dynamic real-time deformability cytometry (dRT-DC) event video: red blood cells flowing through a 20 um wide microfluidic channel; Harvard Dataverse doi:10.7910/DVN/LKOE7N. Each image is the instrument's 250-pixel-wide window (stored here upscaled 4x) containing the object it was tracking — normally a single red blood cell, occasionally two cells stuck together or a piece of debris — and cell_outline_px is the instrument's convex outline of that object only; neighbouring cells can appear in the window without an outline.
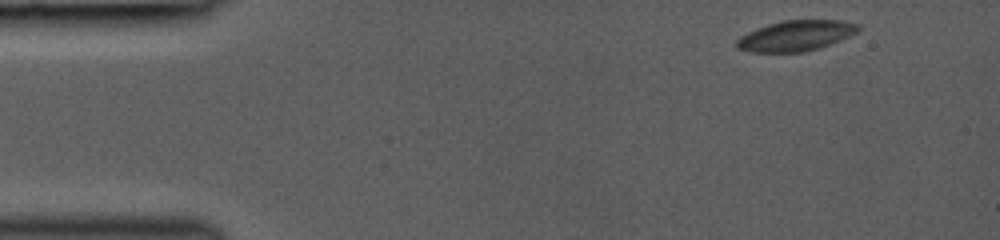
{"species": "common noctule bat (a hibernating species)", "species_latin": "Nyctalus noctula", "temperature_condition": "room temperature", "stored_images_in_passage": 13, "camera_frame_rate_fps": 3000, "um_per_image_px": 0.085, "animal": {"sex": "female", "body_mass_g": 19.0, "forearm_length_mm": 53.3}, "frame": {"image": 1, "passage_image": 1, "time_ms": 0.0, "image_size_px": [1000, 240], "cell_outline_px": [[860, 28], [856, 32], [840, 40], [820, 48], [804, 52], [748, 52], [736, 48], [736, 40], [740, 36], [756, 28], [768, 24], [784, 20], [844, 20], [860, 24]], "centroid_in_image_um": [67.63, 3.03], "position_along_channel_um": 17.4, "area_um2": 21.73}}
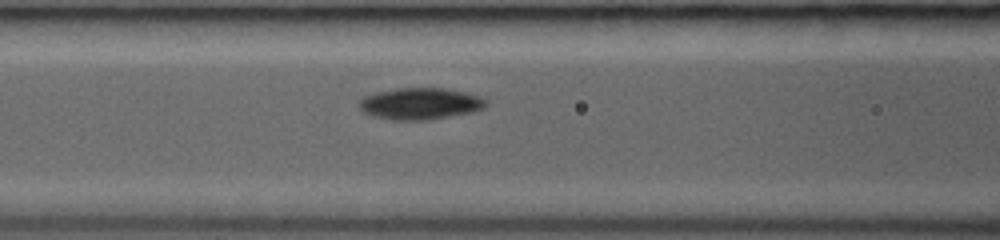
{"frame": {"image": 2, "passage_image": 8, "time_ms": 5.0, "image_size_px": [1000, 240], "cell_outline_px": [[488, 104], [484, 108], [472, 112], [428, 120], [392, 120], [372, 116], [364, 112], [360, 108], [360, 100], [364, 96], [376, 92], [396, 88], [444, 88], [464, 92], [480, 96]], "centroid_in_image_um": [35.71, 8.81], "position_along_channel_um": 130.9, "area_um2": 23.35}}
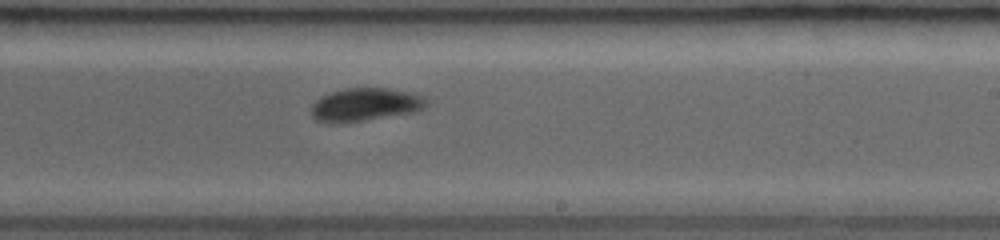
{"frame": {"image": 3, "passage_image": 13, "time_ms": 8.0, "image_size_px": [1000, 240], "cell_outline_px": [[428, 104], [424, 108], [412, 112], [336, 124], [332, 124], [316, 120], [312, 116], [312, 104], [320, 96], [332, 92], [348, 88], [388, 88], [408, 92], [420, 96]], "centroid_in_image_um": [30.97, 8.89], "position_along_channel_um": 258.0, "area_um2": 21.79}}